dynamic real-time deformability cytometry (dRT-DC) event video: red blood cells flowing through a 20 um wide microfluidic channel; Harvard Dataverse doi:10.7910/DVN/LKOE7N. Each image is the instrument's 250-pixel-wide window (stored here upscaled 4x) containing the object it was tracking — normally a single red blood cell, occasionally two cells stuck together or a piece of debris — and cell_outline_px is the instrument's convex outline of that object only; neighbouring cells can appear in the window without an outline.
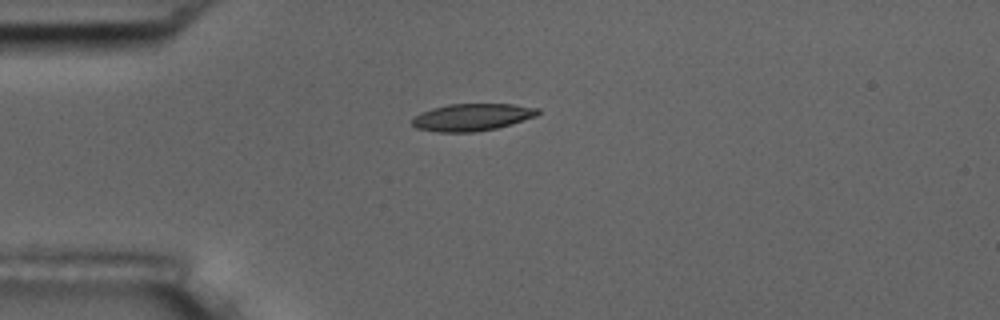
{"species": "common noctule bat (a hibernating species)", "species_latin": "Nyctalus noctula", "temperature_condition": "room temperature", "stored_images_in_passage": 11, "camera_frame_rate_fps": 3000, "um_per_image_px": 0.085, "animal": {"sex": "male", "body_mass_g": 17.5, "forearm_length_mm": 52.3}, "frame": {"image": 1, "passage_image": 4, "time_ms": 1.0, "image_size_px": [1000, 320], "cell_outline_px": [[540, 112], [536, 116], [512, 124], [496, 128], [472, 132], [436, 132], [416, 128], [412, 124], [412, 120], [420, 112], [432, 108], [448, 104], [512, 104], [540, 108]], "centroid_in_image_um": [40.13, 9.96], "position_along_channel_um": 44.9, "area_um2": 19.94}}
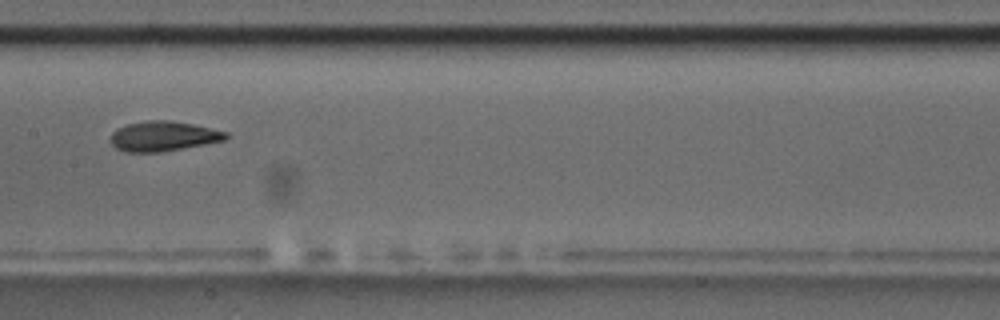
{"frame": {"image": 2, "passage_image": 8, "time_ms": 2.333, "image_size_px": [1000, 320], "cell_outline_px": [[228, 136], [224, 140], [204, 144], [160, 152], [128, 152], [116, 148], [108, 140], [112, 132], [116, 128], [128, 124], [144, 120], [168, 120], [192, 124], [228, 132]], "centroid_in_image_um": [13.82, 11.57], "position_along_channel_um": 193.6, "area_um2": 20.06}}
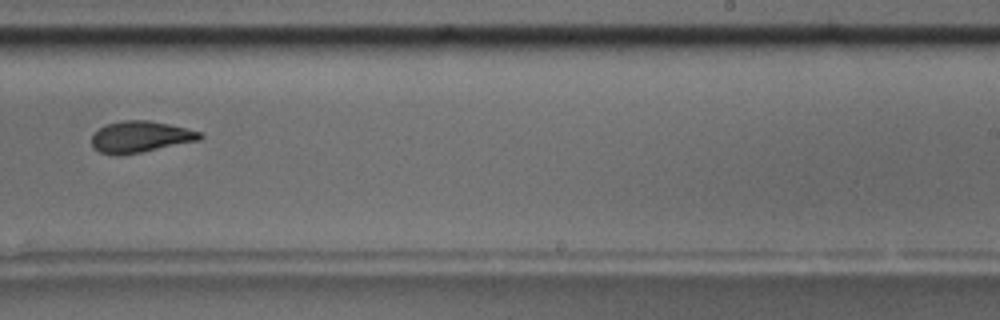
{"frame": {"image": 3, "passage_image": 10, "time_ms": 3.0, "image_size_px": [1000, 320], "cell_outline_px": [[204, 136], [200, 140], [140, 152], [116, 156], [100, 152], [92, 148], [92, 132], [104, 124], [120, 120], [148, 120], [168, 124], [204, 132]], "centroid_in_image_um": [11.9, 11.62], "position_along_channel_um": 277.1, "area_um2": 20.06}}